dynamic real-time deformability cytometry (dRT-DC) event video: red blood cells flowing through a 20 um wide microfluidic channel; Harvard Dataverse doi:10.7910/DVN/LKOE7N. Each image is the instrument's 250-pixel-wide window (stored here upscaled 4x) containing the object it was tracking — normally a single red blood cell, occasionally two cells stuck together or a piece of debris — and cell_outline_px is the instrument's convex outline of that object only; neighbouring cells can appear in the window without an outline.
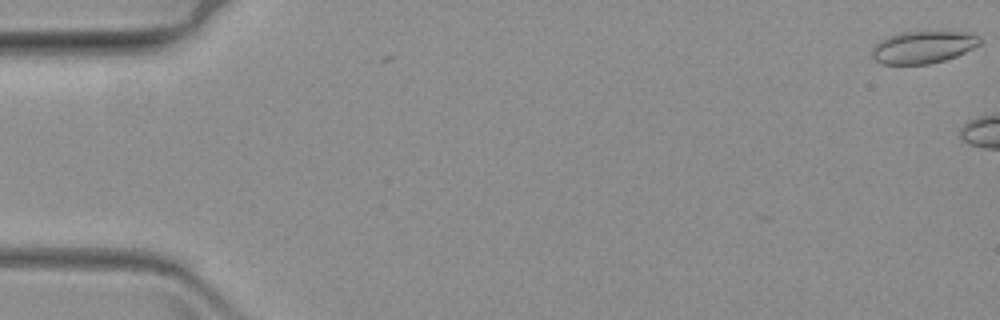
{"species": "common noctule bat (a hibernating species)", "species_latin": "Nyctalus noctula", "temperature_condition": "warm", "stored_images_in_passage": 5, "camera_frame_rate_fps": 3000, "um_per_image_px": 0.085, "animal": {"sex": "female", "body_mass_g": 19.3, "forearm_length_mm": 54.1}, "frame": {"image": 1, "passage_image": 1, "time_ms": 0.0, "image_size_px": [1000, 320], "cell_outline_px": [[984, 40], [980, 44], [956, 56], [944, 60], [928, 64], [880, 64], [872, 56], [872, 48], [880, 40], [888, 36], [900, 32], [928, 28], [964, 32], [980, 36]], "centroid_in_image_um": [78.49, 3.94], "position_along_channel_um": 6.5, "area_um2": 21.15}}